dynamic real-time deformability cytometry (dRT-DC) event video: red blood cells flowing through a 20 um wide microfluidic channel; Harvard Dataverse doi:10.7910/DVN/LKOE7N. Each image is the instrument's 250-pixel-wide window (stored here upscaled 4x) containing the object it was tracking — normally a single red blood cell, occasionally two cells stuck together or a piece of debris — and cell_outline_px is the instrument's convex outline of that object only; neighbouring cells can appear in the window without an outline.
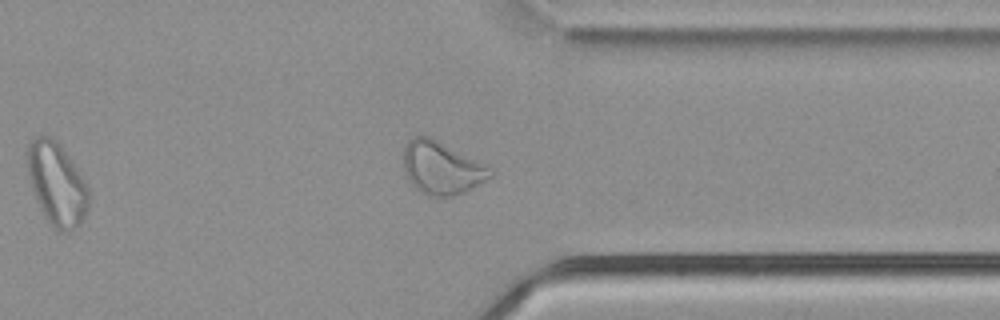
{"species": "common noctule bat (a hibernating species)", "species_latin": "Nyctalus noctula", "temperature_condition": "cold", "stored_images_in_passage": 48, "camera_frame_rate_fps": 3000, "um_per_image_px": 0.085, "animal": {"sex": "male", "body_mass_g": 21.5, "forearm_length_mm": 52.0}, "frame": {"image": 1, "passage_image": 41, "time_ms": 13.333, "image_size_px": [1000, 320], "cell_outline_px": [[496, 172], [492, 176], [480, 184], [464, 192], [452, 196], [428, 196], [420, 192], [416, 188], [408, 176], [404, 168], [404, 148], [408, 140], [412, 136], [428, 136], [488, 164]], "centroid_in_image_um": [37.6, 14.27], "position_along_channel_um": 373.8, "area_um2": 26.76}, "authors_computed_cell_mechanics": {"area_um2": 28.7266, "velocity_mm_per_s": 3.7519, "shape_relaxation_time_tau1_ms": null, "shape_relaxation_time_tau2_ms": 1.8839, "deformation_change_tau1": null, "deformation_change_tau2": 0.0959}}